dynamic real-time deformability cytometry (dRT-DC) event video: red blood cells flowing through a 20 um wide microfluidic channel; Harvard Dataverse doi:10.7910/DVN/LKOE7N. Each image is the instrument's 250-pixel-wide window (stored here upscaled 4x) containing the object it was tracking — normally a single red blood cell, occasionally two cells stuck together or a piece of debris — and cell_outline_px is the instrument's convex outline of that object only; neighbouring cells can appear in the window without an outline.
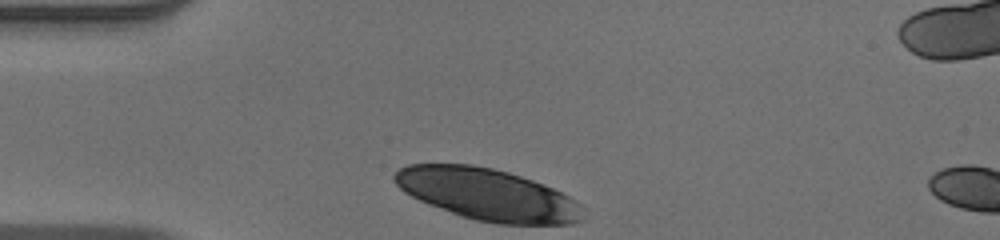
{"species": "human", "species_latin": "Homo sapiens", "temperature_condition": "warm", "stored_images_in_passage": 4, "camera_frame_rate_fps": 3000, "um_per_image_px": 0.085, "donor": {"sex": "male"}, "frame": {"image": 1, "passage_image": 1, "time_ms": 0.0, "image_size_px": [1000, 240], "cell_outline_px": [[580, 220], [572, 224], [496, 224], [476, 220], [460, 216], [428, 204], [404, 192], [392, 180], [392, 176], [400, 168], [408, 164], [472, 164], [492, 168], [508, 172], [532, 180], [552, 188], [568, 196], [572, 200]], "centroid_in_image_um": [41.31, 16.51], "position_along_channel_um": 43.7, "area_um2": 55.95}}